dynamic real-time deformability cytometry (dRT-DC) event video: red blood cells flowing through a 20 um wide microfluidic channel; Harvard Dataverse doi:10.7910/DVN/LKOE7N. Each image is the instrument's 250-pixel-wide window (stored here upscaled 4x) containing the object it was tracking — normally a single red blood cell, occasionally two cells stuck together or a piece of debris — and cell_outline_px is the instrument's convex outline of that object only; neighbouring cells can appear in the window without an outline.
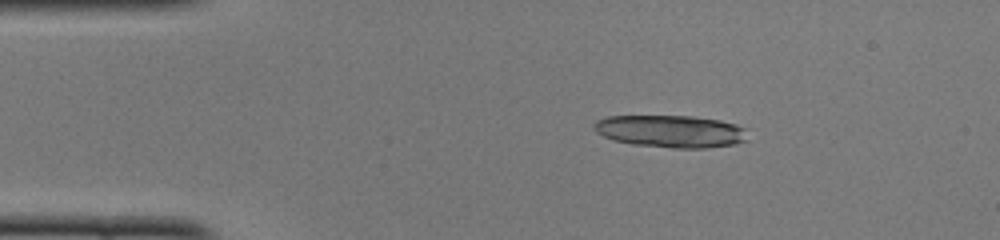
{"species": "common noctule bat (a hibernating species)", "species_latin": "Nyctalus noctula", "temperature_condition": "cold", "stored_images_in_passage": 24, "camera_frame_rate_fps": 3000, "um_per_image_px": 0.085, "animal": {"sex": "female", "body_mass_g": 22.0, "forearm_length_mm": 56.7}, "frame": {"image": 1, "passage_image": 8, "time_ms": 2.333, "image_size_px": [1000, 240], "cell_outline_px": [[748, 140], [736, 144], [708, 148], [672, 148], [632, 144], [612, 140], [596, 132], [592, 128], [592, 124], [596, 120], [608, 116], [696, 116], [720, 120], [736, 124], [748, 128]], "centroid_in_image_um": [57.05, 11.16], "position_along_channel_um": 27.9, "area_um2": 29.54}}